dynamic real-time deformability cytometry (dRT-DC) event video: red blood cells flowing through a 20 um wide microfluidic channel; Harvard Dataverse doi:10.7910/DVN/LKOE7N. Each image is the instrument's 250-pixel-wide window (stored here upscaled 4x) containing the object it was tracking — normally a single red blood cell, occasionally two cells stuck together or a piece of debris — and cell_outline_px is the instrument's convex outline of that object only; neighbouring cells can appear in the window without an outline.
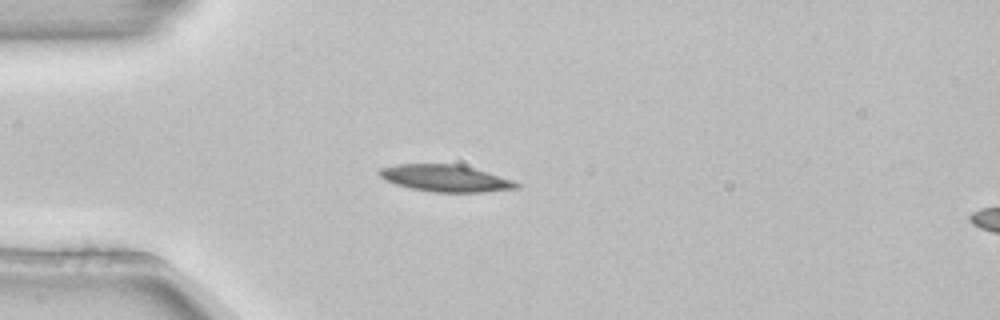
{"species": "common noctule bat (a hibernating species)", "species_latin": "Nyctalus noctula", "temperature_condition": "room temperature", "stored_images_in_passage": 2, "camera_frame_rate_fps": 3000, "um_per_image_px": 0.085, "animal": {"sex": "female", "body_mass_g": 22.7, "forearm_length_mm": 54.2}, "frame": {"image": 1, "passage_image": 2, "time_ms": 0.333, "image_size_px": [1000, 320], "cell_outline_px": [[520, 188], [484, 192], [432, 192], [412, 188], [396, 184], [384, 180], [376, 172], [380, 168], [396, 164], [456, 164], [472, 168], [512, 180], [520, 184]], "centroid_in_image_um": [37.82, 15.15], "position_along_channel_um": 47.2, "area_um2": 21.27}}